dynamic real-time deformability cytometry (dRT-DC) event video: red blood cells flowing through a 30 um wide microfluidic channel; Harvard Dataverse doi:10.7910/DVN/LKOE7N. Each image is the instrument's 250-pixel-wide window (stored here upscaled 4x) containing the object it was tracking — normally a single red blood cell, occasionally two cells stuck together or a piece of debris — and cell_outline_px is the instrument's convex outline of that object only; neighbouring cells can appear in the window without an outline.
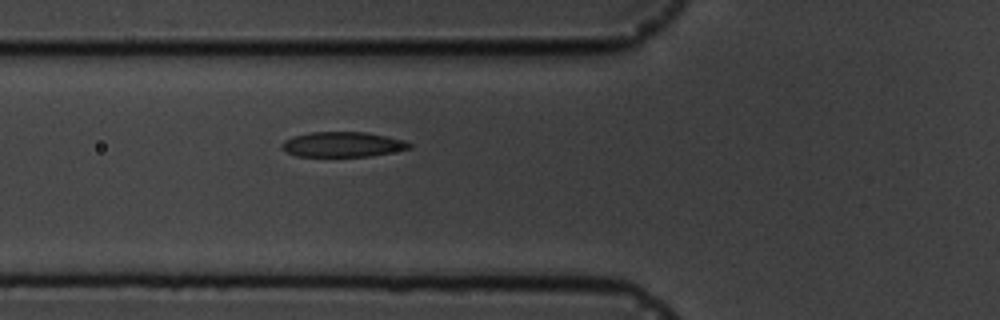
{"species": "common noctule bat (a hibernating species)", "species_latin": "Nyctalus noctula", "temperature_condition": "cold", "stored_images_in_passage": 7, "camera_frame_rate_fps": 3000, "um_per_image_px": 0.085, "animal": {"sex": "male", "body_mass_g": 19.5, "forearm_length_mm": 54.6}, "frame": {"image": 1, "passage_image": 7, "time_ms": 7.667, "image_size_px": [1000, 320], "cell_outline_px": [[412, 148], [372, 156], [296, 156], [280, 148], [280, 144], [284, 140], [292, 136], [308, 132], [368, 132], [388, 136], [404, 140], [412, 144]], "centroid_in_image_um": [29.12, 12.27], "position_along_channel_um": 96.7, "area_um2": 18.84}}